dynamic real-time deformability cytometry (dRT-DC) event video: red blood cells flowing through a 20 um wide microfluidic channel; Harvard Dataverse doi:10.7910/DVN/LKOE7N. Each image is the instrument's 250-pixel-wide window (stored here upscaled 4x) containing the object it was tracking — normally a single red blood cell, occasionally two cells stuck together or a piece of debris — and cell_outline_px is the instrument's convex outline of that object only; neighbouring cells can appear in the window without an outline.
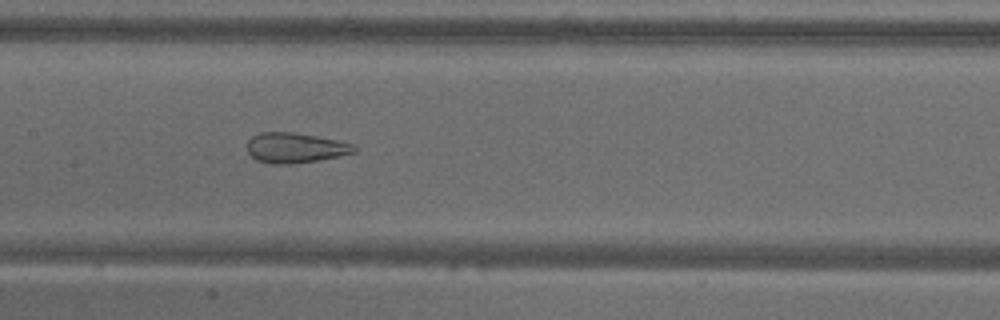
{"species": "common noctule bat (a hibernating species)", "species_latin": "Nyctalus noctula", "temperature_condition": "warm", "stored_images_in_passage": 53, "camera_frame_rate_fps": 3000, "um_per_image_px": 0.085, "animal": {"sex": "male", "body_mass_g": 18.8}, "frame": {"image": 1, "passage_image": 26, "time_ms": 8.333, "image_size_px": [1000, 320], "cell_outline_px": [[356, 152], [340, 156], [316, 160], [288, 164], [272, 164], [256, 160], [248, 152], [248, 140], [252, 136], [260, 132], [292, 132], [316, 136], [336, 140], [352, 144], [356, 148]], "centroid_in_image_um": [25.07, 12.56], "position_along_channel_um": 182.3, "area_um2": 18.61}}
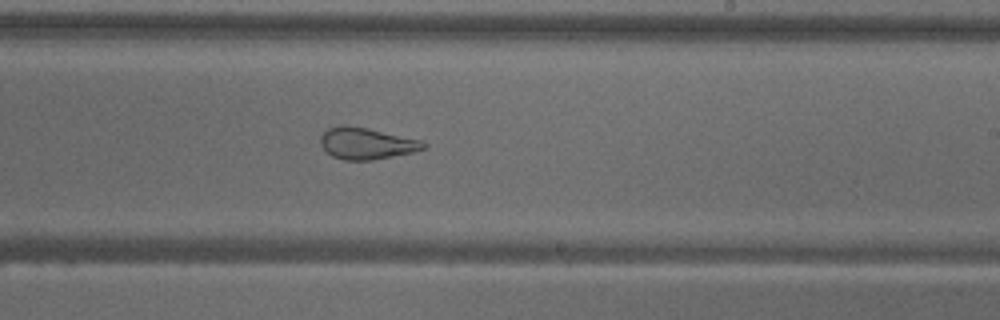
{"frame": {"image": 2, "passage_image": 32, "time_ms": 10.333, "image_size_px": [1000, 320], "cell_outline_px": [[428, 148], [416, 152], [372, 160], [344, 160], [332, 156], [320, 144], [320, 136], [328, 128], [340, 124], [348, 124], [420, 140], [428, 144]], "centroid_in_image_um": [31.16, 12.19], "position_along_channel_um": 257.8, "area_um2": 19.07}}
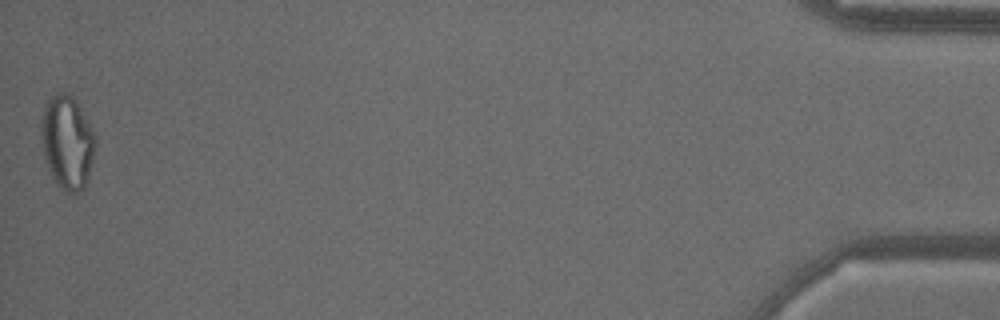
{"frame": {"image": 3, "passage_image": 53, "time_ms": 17.333, "image_size_px": [1000, 320], "cell_outline_px": [[96, 144], [88, 180], [84, 188], [76, 196], [68, 196], [52, 180], [44, 160], [40, 144], [40, 116], [44, 104], [52, 96], [60, 92], [68, 92], [76, 100], [88, 120], [96, 136]], "centroid_in_image_um": [5.68, 12.15], "position_along_channel_um": 429.5, "area_um2": 30.87}, "authors_computed_cell_mechanics": {"area_um2": 25.5476, "velocity_mm_per_s": 3.7969, "shape_relaxation_time_tau1_ms": null, "shape_relaxation_time_tau2_ms": 1.2449, "deformation_change_tau1": null, "deformation_change_tau2": 0.0949}}